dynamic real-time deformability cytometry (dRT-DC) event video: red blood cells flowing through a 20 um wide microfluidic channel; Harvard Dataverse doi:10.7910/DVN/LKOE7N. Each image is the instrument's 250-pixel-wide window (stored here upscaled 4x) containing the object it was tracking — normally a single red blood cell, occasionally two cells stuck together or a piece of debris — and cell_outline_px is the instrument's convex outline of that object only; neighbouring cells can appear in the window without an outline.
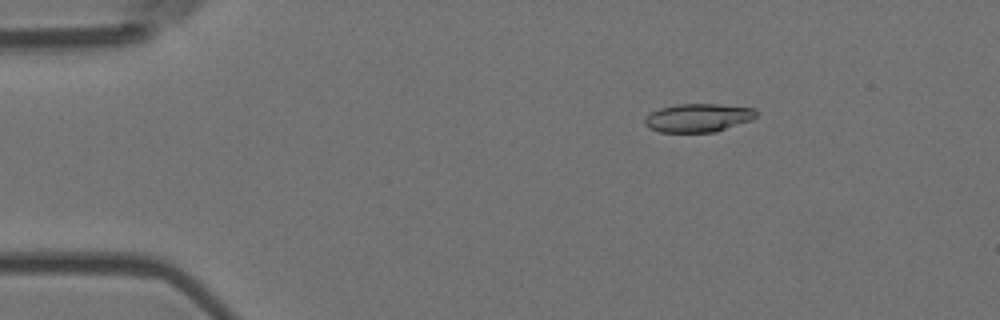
{"species": "Egyptian fruit bat (a non-hibernating species)", "species_latin": "Rousettus aegyptiacus", "temperature_condition": "room temperature", "stored_images_in_passage": 48, "camera_frame_rate_fps": 3000, "um_per_image_px": 0.085, "animal": {"sex": "female"}, "frame": {"image": 1, "passage_image": 1, "time_ms": 0.0, "image_size_px": [1000, 320], "cell_outline_px": [[756, 116], [752, 120], [716, 132], [660, 132], [648, 128], [644, 124], [644, 120], [652, 112], [660, 108], [676, 104], [720, 104], [756, 108]], "centroid_in_image_um": [59.36, 10.01], "position_along_channel_um": 25.6, "area_um2": 18.55}}
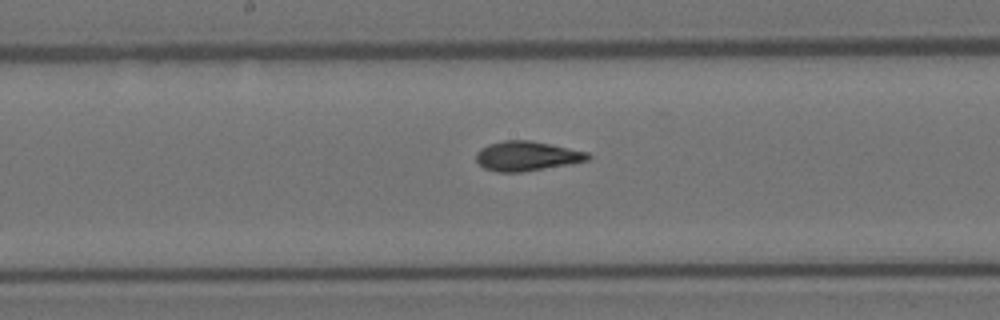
{"frame": {"image": 2, "passage_image": 21, "time_ms": 6.667, "image_size_px": [1000, 320], "cell_outline_px": [[592, 156], [588, 160], [568, 164], [520, 172], [496, 172], [484, 168], [476, 160], [476, 152], [480, 148], [488, 144], [504, 140], [528, 140], [588, 152]], "centroid_in_image_um": [44.74, 13.26], "position_along_channel_um": 203.5, "area_um2": 19.07}}
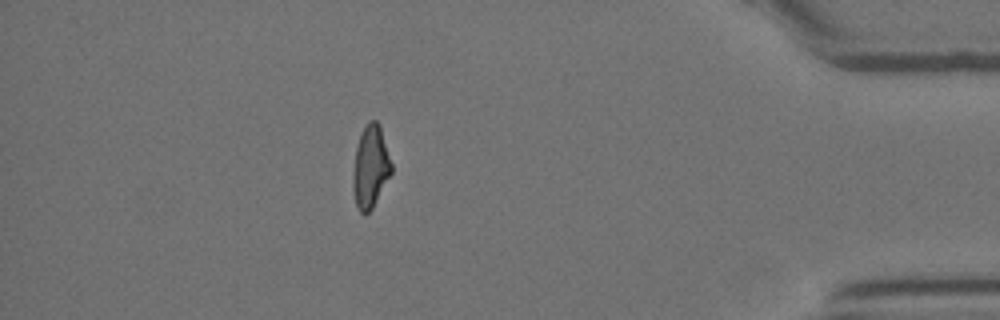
{"frame": {"image": 3, "passage_image": 41, "time_ms": 13.333, "image_size_px": [1000, 320], "cell_outline_px": [[392, 172], [372, 208], [364, 216], [360, 212], [356, 204], [352, 188], [352, 176], [356, 148], [360, 136], [368, 120], [376, 120], [380, 124], [392, 164]], "centroid_in_image_um": [31.49, 14.18], "position_along_channel_um": 403.7, "area_um2": 18.44}, "authors_computed_cell_mechanics": {"area_um2": 18.8428, "velocity_mm_per_s": 3.6722, "shape_relaxation_time_tau1_ms": null, "shape_relaxation_time_tau2_ms": 1.6142, "deformation_change_tau1": null, "deformation_change_tau2": 0.0791}}